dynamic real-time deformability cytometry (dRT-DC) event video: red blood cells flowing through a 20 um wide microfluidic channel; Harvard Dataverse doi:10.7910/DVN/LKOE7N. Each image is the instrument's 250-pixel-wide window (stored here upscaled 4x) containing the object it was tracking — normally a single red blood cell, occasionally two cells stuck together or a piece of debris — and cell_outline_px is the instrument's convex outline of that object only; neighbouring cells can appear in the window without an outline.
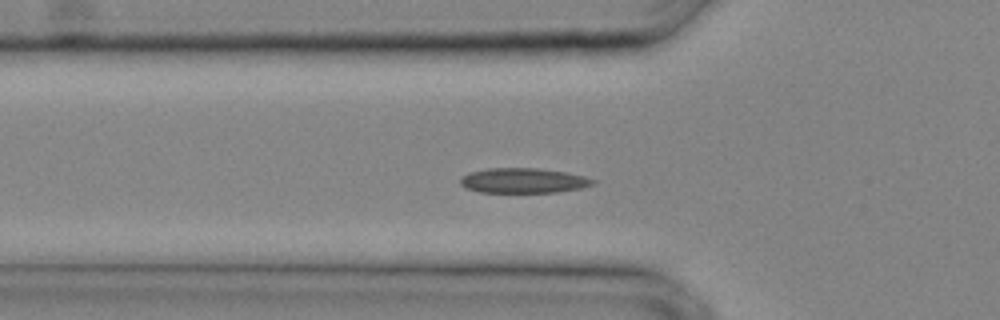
{"species": "common noctule bat (a hibernating species)", "species_latin": "Nyctalus noctula", "temperature_condition": "cold", "stored_images_in_passage": 23, "segment_of_instrument_passage": [1, 2], "camera_frame_rate_fps": 3000, "um_per_image_px": 0.085, "animal": {"sex": "male", "body_mass_g": 20.4}, "frame": {"image": 1, "passage_image": 4, "time_ms": 1.0, "image_size_px": [1000, 320], "cell_outline_px": [[596, 184], [580, 188], [556, 192], [480, 192], [464, 188], [460, 184], [460, 176], [468, 172], [488, 168], [536, 168], [564, 172], [584, 176], [596, 180]], "centroid_in_image_um": [44.44, 15.35], "position_along_channel_um": 81.4, "area_um2": 19.36}}
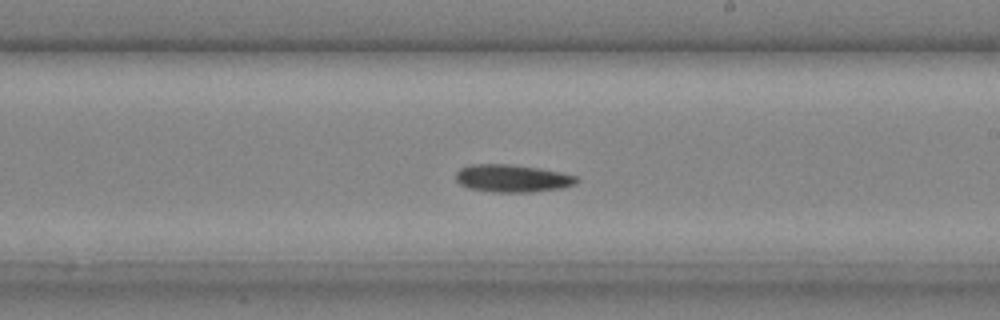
{"frame": {"image": 2, "passage_image": 12, "time_ms": 3.667, "image_size_px": [1000, 320], "cell_outline_px": [[580, 180], [576, 184], [560, 188], [532, 192], [492, 192], [468, 188], [460, 184], [456, 180], [456, 172], [460, 168], [472, 164], [512, 164], [540, 168], [560, 172], [576, 176]], "centroid_in_image_um": [43.54, 15.16], "position_along_channel_um": 245.5, "area_um2": 19.54}}
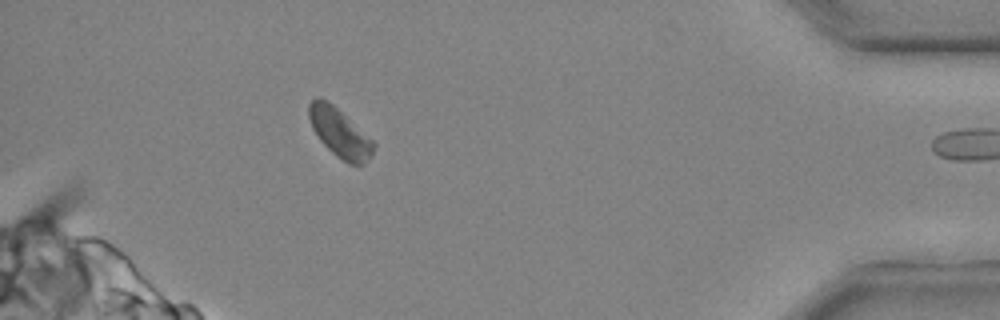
{"frame": {"image": 3, "passage_image": 22, "time_ms": 7.0, "image_size_px": [1000, 320], "cell_outline_px": [[376, 144], [372, 156], [364, 164], [348, 164], [336, 156], [320, 140], [312, 128], [308, 116], [308, 104], [316, 96], [320, 96], [328, 100], [372, 140]], "centroid_in_image_um": [28.85, 11.27], "position_along_channel_um": 406.3, "area_um2": 18.32}}